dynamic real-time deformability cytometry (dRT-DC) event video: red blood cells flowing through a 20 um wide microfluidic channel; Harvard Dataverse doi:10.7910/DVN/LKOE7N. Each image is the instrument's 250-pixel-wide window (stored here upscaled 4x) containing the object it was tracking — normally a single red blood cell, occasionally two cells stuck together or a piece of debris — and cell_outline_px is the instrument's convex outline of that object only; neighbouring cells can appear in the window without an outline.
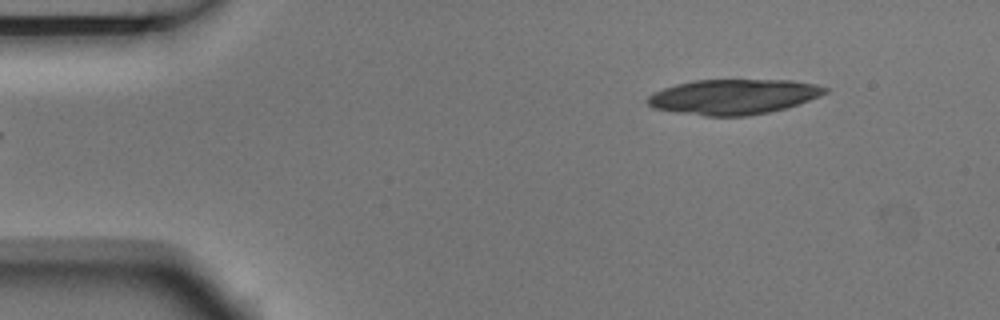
{"species": "Egyptian fruit bat (a non-hibernating species)", "species_latin": "Rousettus aegyptiacus", "temperature_condition": "room temperature", "stored_images_in_passage": 2, "camera_frame_rate_fps": 3000, "um_per_image_px": 0.085, "animal": {"sex": "male"}, "frame": {"image": 1, "passage_image": 2, "time_ms": 0.333, "image_size_px": [1000, 320], "cell_outline_px": [[828, 92], [820, 96], [784, 108], [768, 112], [748, 116], [704, 116], [652, 108], [644, 100], [652, 92], [676, 84], [696, 80], [792, 80], [816, 84], [828, 88]], "centroid_in_image_um": [62.31, 8.22], "position_along_channel_um": 22.7, "area_um2": 36.3}}